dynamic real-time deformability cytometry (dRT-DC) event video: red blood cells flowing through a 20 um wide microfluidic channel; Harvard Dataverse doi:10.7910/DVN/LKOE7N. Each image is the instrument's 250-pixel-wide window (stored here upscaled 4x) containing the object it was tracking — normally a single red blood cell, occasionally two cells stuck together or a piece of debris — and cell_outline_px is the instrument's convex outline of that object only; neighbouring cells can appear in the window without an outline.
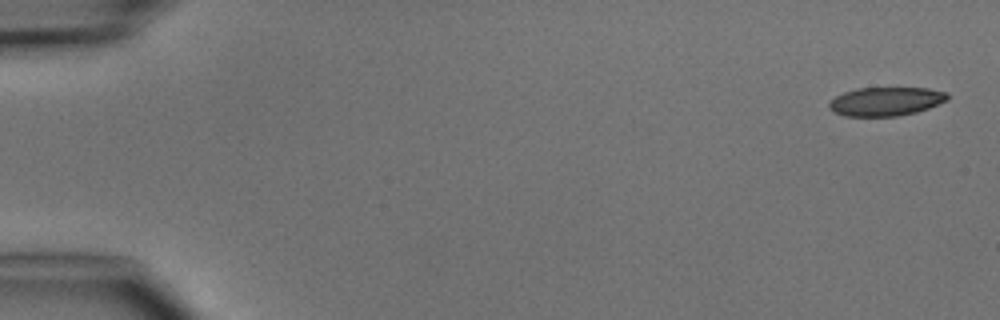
{"species": "common noctule bat (a hibernating species)", "species_latin": "Nyctalus noctula", "temperature_condition": "cold", "stored_images_in_passage": 5, "camera_frame_rate_fps": 3000, "um_per_image_px": 0.085, "animal": {"sex": "male", "body_mass_g": 15.6}, "frame": {"image": 1, "passage_image": 1, "time_ms": 0.0, "image_size_px": [1000, 320], "cell_outline_px": [[948, 100], [928, 108], [916, 112], [896, 116], [844, 116], [828, 108], [828, 104], [836, 96], [844, 92], [856, 88], [928, 88], [948, 92]], "centroid_in_image_um": [75.31, 8.61], "position_along_channel_um": 9.7, "area_um2": 19.77}}
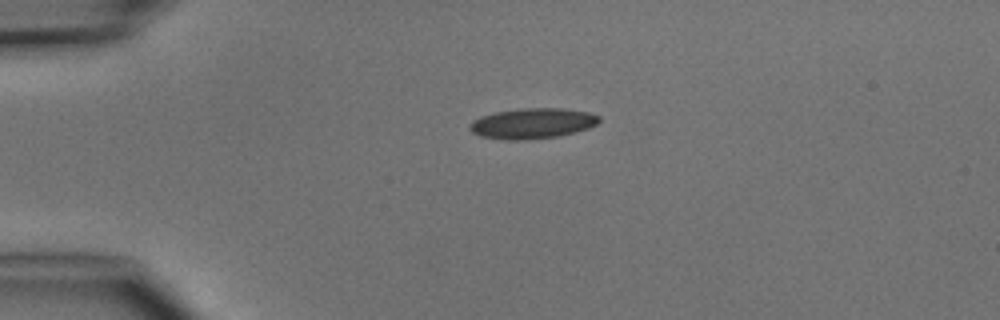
{"frame": {"image": 2, "passage_image": 4, "time_ms": 3.333, "image_size_px": [1000, 320], "cell_outline_px": [[600, 120], [596, 124], [588, 128], [576, 132], [560, 136], [528, 140], [504, 140], [480, 136], [472, 132], [468, 128], [468, 124], [472, 120], [480, 116], [496, 112], [520, 108], [564, 108], [588, 112], [600, 116]], "centroid_in_image_um": [45.23, 10.49], "position_along_channel_um": 39.8, "area_um2": 23.29}}